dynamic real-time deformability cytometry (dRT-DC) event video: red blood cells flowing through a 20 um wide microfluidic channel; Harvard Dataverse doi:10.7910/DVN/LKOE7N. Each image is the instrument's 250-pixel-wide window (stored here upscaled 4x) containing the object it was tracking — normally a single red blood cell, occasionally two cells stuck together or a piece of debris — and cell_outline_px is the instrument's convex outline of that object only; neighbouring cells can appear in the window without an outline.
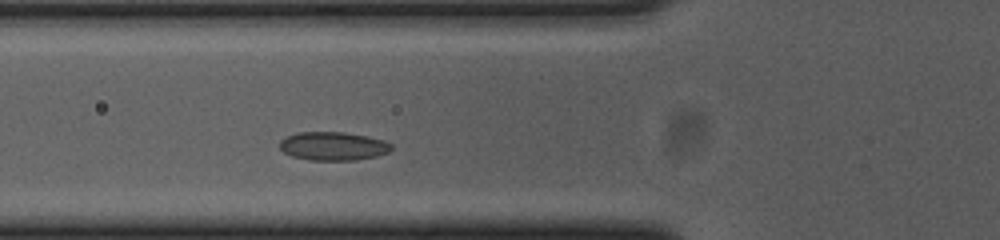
{"species": "common noctule bat (a hibernating species)", "species_latin": "Nyctalus noctula", "temperature_condition": "cold", "stored_images_in_passage": 32, "camera_frame_rate_fps": 3000, "um_per_image_px": 0.085, "animal": {"sex": "female", "body_mass_g": 23.0, "forearm_length_mm": 53.4}, "frame": {"image": 1, "passage_image": 9, "time_ms": 2.667, "image_size_px": [1000, 240], "cell_outline_px": [[392, 148], [388, 152], [376, 156], [356, 160], [312, 160], [292, 156], [284, 152], [280, 148], [280, 140], [296, 132], [344, 132], [368, 136], [384, 140], [392, 144]], "centroid_in_image_um": [28.33, 12.41], "position_along_channel_um": 97.5, "area_um2": 18.55}}
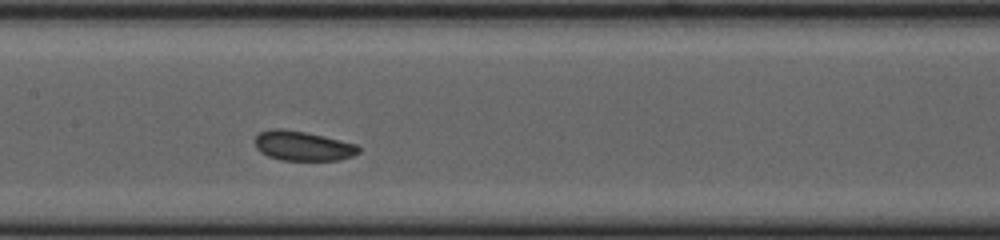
{"frame": {"image": 2, "passage_image": 16, "time_ms": 5.0, "image_size_px": [1000, 240], "cell_outline_px": [[360, 152], [352, 156], [340, 160], [280, 160], [268, 156], [260, 152], [256, 148], [256, 136], [260, 132], [272, 128], [284, 128], [324, 136], [356, 144], [360, 148]], "centroid_in_image_um": [25.73, 12.4], "position_along_channel_um": 181.7, "area_um2": 17.92}}
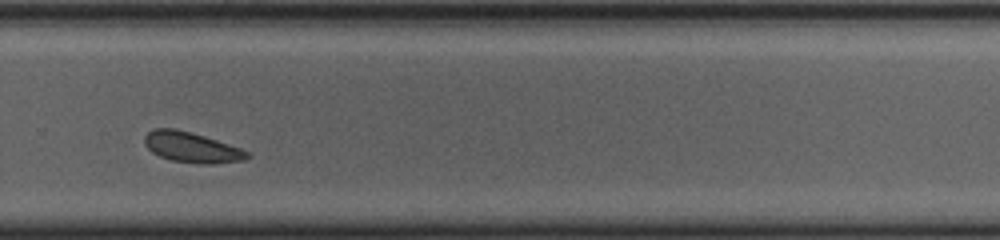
{"frame": {"image": 3, "passage_image": 27, "time_ms": 8.667, "image_size_px": [1000, 240], "cell_outline_px": [[252, 156], [244, 160], [212, 164], [196, 164], [172, 160], [160, 156], [152, 152], [144, 144], [144, 136], [148, 132], [156, 128], [176, 128], [192, 132], [240, 148], [248, 152]], "centroid_in_image_um": [16.28, 12.52], "position_along_channel_um": 313.5, "area_um2": 18.21}, "authors_computed_cell_mechanics": {"area_um2": 18.2359, "velocity_mm_per_s": 3.5984, "shape_relaxation_time_tau1_ms": null, "shape_relaxation_time_tau2_ms": 4.164, "deformation_change_tau1": null, "deformation_change_tau2": 0.1148}}